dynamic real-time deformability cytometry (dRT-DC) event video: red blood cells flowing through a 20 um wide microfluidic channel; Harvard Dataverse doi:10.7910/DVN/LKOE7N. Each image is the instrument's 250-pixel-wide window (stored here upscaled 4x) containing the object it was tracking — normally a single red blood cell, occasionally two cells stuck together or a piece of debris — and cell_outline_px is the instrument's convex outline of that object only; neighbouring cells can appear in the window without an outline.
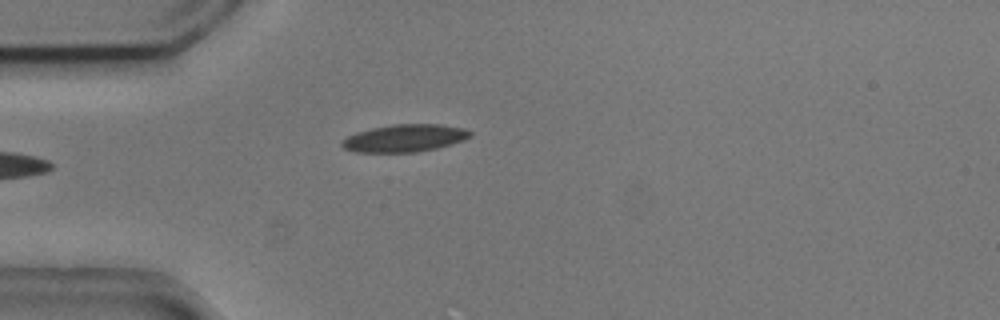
{"species": "common noctule bat (a hibernating species)", "species_latin": "Nyctalus noctula", "temperature_condition": "cold", "stored_images_in_passage": 3, "camera_frame_rate_fps": 3000, "um_per_image_px": 0.085, "animal": {"sex": "male", "body_mass_g": 20.5, "forearm_length_mm": 52.5}, "frame": {"image": 1, "passage_image": 2, "time_ms": 0.333, "image_size_px": [1000, 320], "cell_outline_px": [[472, 136], [464, 140], [452, 144], [436, 148], [416, 152], [356, 152], [344, 148], [340, 144], [340, 140], [356, 132], [372, 128], [392, 124], [440, 124], [464, 128], [472, 132]], "centroid_in_image_um": [34.39, 11.74], "position_along_channel_um": 50.6, "area_um2": 20.63}}